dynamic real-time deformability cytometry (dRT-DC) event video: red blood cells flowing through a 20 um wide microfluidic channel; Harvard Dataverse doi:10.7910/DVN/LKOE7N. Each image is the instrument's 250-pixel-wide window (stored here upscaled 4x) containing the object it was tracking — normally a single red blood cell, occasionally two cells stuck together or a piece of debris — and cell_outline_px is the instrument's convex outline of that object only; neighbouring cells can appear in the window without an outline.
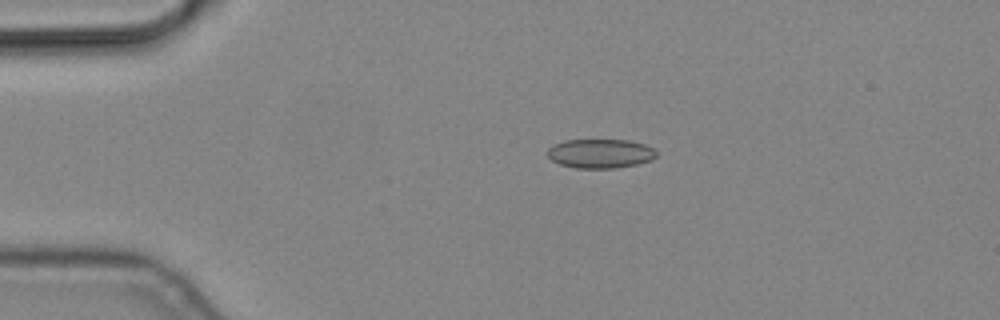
{"species": "common noctule bat (a hibernating species)", "species_latin": "Nyctalus noctula", "temperature_condition": "cold", "stored_images_in_passage": 7, "camera_frame_rate_fps": 3000, "um_per_image_px": 0.085, "animal": {"sex": "male", "body_mass_g": 19.2, "forearm_length_mm": 51.8}, "frame": {"image": 1, "passage_image": 4, "time_ms": 1.0, "image_size_px": [1000, 320], "cell_outline_px": [[656, 156], [652, 160], [636, 164], [616, 168], [576, 168], [560, 164], [552, 160], [548, 156], [548, 148], [552, 144], [564, 140], [628, 140], [644, 144], [652, 148], [656, 152]], "centroid_in_image_um": [51.01, 13.05], "position_along_channel_um": 34.0, "area_um2": 18.5}}
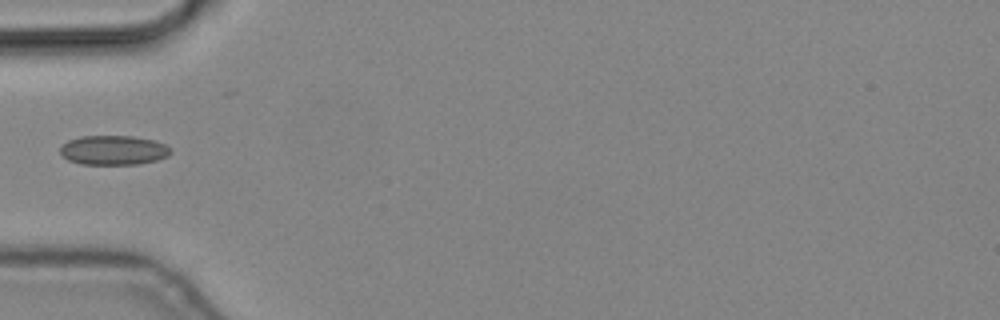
{"frame": {"image": 2, "passage_image": 6, "time_ms": 1.667, "image_size_px": [1000, 320], "cell_outline_px": [[172, 152], [168, 156], [156, 160], [140, 164], [80, 164], [68, 160], [60, 152], [60, 148], [68, 140], [80, 136], [132, 136], [156, 140], [164, 144]], "centroid_in_image_um": [9.65, 12.76], "position_along_channel_um": 75.4, "area_um2": 18.96}}
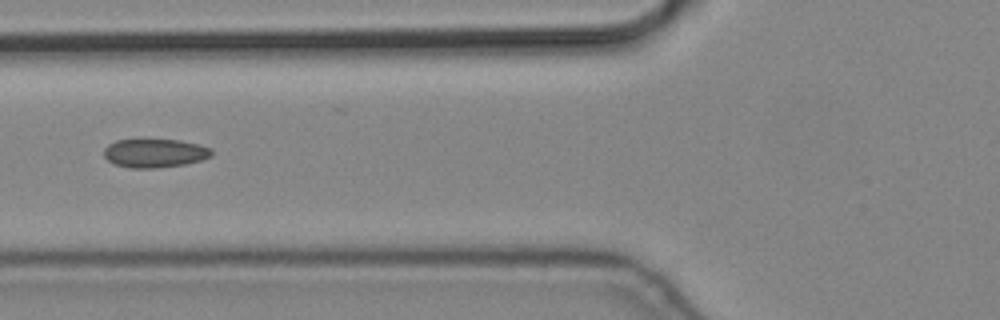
{"frame": {"image": 3, "passage_image": 7, "time_ms": 2.0, "image_size_px": [1000, 320], "cell_outline_px": [[212, 156], [200, 160], [184, 164], [156, 168], [128, 168], [116, 164], [108, 160], [104, 156], [104, 148], [108, 144], [116, 140], [180, 140], [200, 144], [212, 148]], "centroid_in_image_um": [13.16, 13.01], "position_along_channel_um": 112.6, "area_um2": 17.98}}